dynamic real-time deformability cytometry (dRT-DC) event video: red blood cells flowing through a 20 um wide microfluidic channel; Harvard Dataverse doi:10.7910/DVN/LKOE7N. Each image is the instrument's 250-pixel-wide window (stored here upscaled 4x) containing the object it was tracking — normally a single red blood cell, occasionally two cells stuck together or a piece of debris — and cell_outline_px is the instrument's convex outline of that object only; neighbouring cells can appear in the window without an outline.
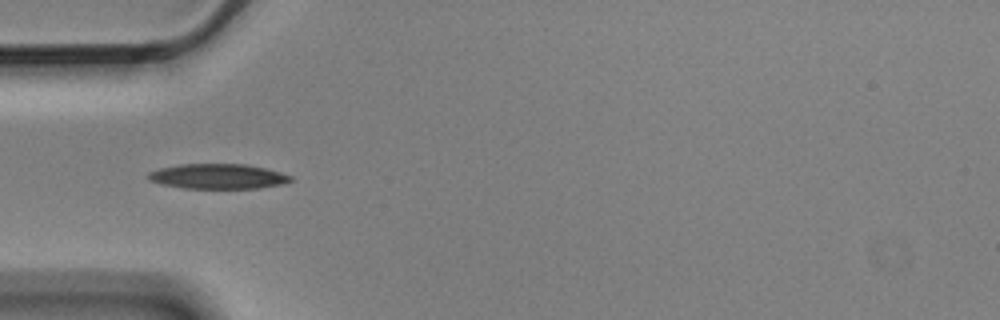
{"species": "Egyptian fruit bat (a non-hibernating species)", "species_latin": "Rousettus aegyptiacus", "temperature_condition": "cold", "stored_images_in_passage": 4, "camera_frame_rate_fps": 3000, "um_per_image_px": 0.085, "animal": {"sex": "male"}, "frame": {"image": 1, "passage_image": 2, "time_ms": 0.333, "image_size_px": [1000, 320], "cell_outline_px": [[292, 180], [280, 184], [260, 188], [184, 188], [160, 184], [148, 180], [148, 172], [160, 168], [180, 164], [244, 164], [264, 168], [280, 172], [292, 176]], "centroid_in_image_um": [18.48, 14.99], "position_along_channel_um": 66.5, "area_um2": 20.63}}
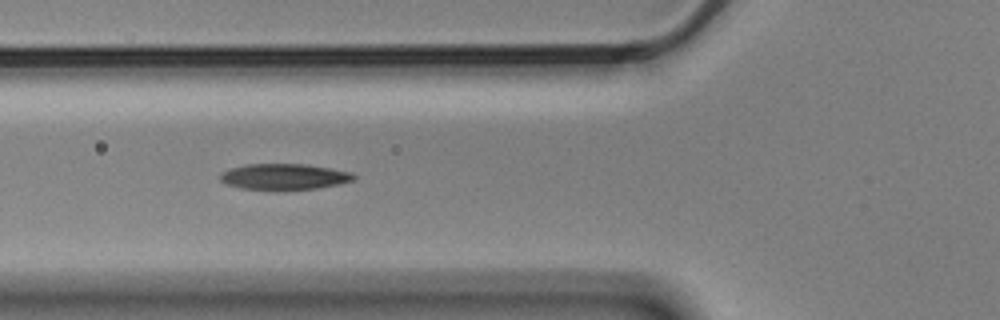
{"frame": {"image": 2, "passage_image": 3, "time_ms": 0.667, "image_size_px": [1000, 320], "cell_outline_px": [[356, 176], [352, 180], [336, 184], [316, 188], [240, 188], [224, 184], [220, 180], [220, 172], [244, 164], [308, 164], [352, 172]], "centroid_in_image_um": [24.11, 14.98], "position_along_channel_um": 101.7, "area_um2": 19.65}}
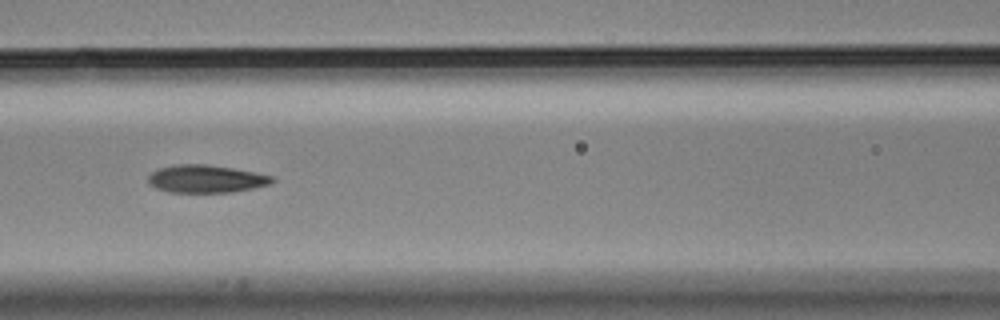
{"frame": {"image": 3, "passage_image": 4, "time_ms": 1.0, "image_size_px": [1000, 320], "cell_outline_px": [[276, 180], [272, 184], [232, 192], [168, 192], [156, 188], [148, 184], [148, 176], [152, 172], [160, 168], [172, 164], [208, 164], [232, 168], [272, 176]], "centroid_in_image_um": [17.49, 15.2], "position_along_channel_um": 149.1, "area_um2": 20.06}}